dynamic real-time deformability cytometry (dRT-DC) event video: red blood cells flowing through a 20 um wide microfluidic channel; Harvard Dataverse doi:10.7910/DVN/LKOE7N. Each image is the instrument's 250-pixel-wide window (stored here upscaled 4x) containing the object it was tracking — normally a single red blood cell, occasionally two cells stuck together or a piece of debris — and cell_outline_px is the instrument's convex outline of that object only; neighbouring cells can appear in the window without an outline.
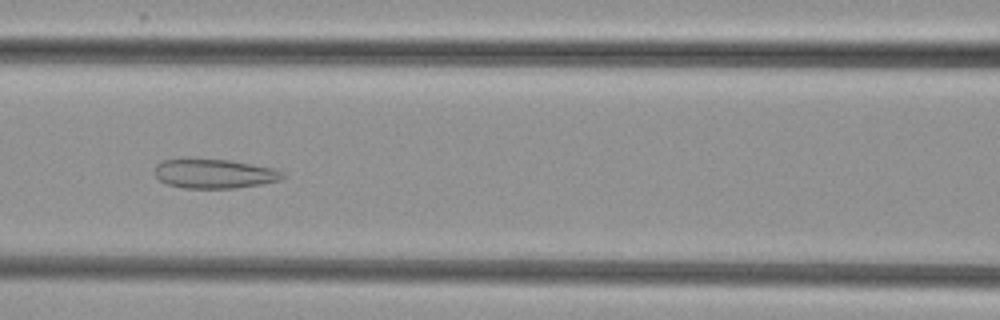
{"species": "common noctule bat (a hibernating species)", "species_latin": "Nyctalus noctula", "temperature_condition": "cold", "stored_images_in_passage": 37, "camera_frame_rate_fps": 3000, "um_per_image_px": 0.085, "animal": {"sex": "female", "body_mass_g": 29.2, "forearm_length_mm": 56.3}, "frame": {"image": 1, "passage_image": 19, "time_ms": 6.0, "image_size_px": [1000, 320], "cell_outline_px": [[288, 176], [280, 180], [260, 184], [236, 188], [184, 188], [168, 184], [160, 180], [156, 176], [156, 164], [160, 160], [184, 156], [188, 156], [232, 160], [272, 168], [284, 172]], "centroid_in_image_um": [18.18, 14.71], "position_along_channel_um": 148.4, "area_um2": 22.66}}
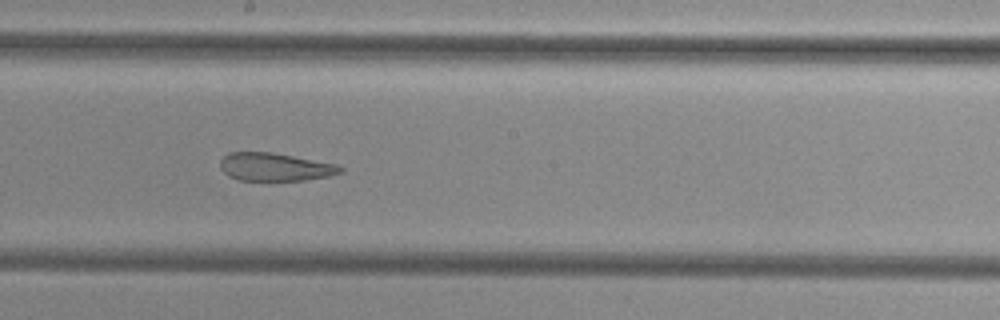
{"frame": {"image": 2, "passage_image": 25, "time_ms": 8.0, "image_size_px": [1000, 320], "cell_outline_px": [[344, 172], [328, 176], [304, 180], [240, 180], [228, 176], [220, 168], [220, 160], [228, 152], [272, 152], [336, 164], [344, 168]], "centroid_in_image_um": [23.37, 14.19], "position_along_channel_um": 224.8, "area_um2": 19.59}}
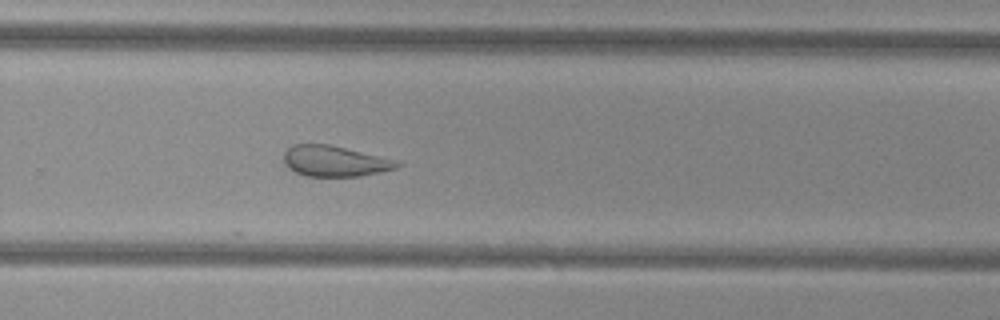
{"frame": {"image": 3, "passage_image": 31, "time_ms": 10.0, "image_size_px": [1000, 320], "cell_outline_px": [[404, 164], [396, 168], [380, 172], [360, 176], [304, 176], [288, 168], [284, 164], [284, 152], [292, 144], [328, 144], [400, 160]], "centroid_in_image_um": [28.49, 13.69], "position_along_channel_um": 301.3, "area_um2": 20.52}}